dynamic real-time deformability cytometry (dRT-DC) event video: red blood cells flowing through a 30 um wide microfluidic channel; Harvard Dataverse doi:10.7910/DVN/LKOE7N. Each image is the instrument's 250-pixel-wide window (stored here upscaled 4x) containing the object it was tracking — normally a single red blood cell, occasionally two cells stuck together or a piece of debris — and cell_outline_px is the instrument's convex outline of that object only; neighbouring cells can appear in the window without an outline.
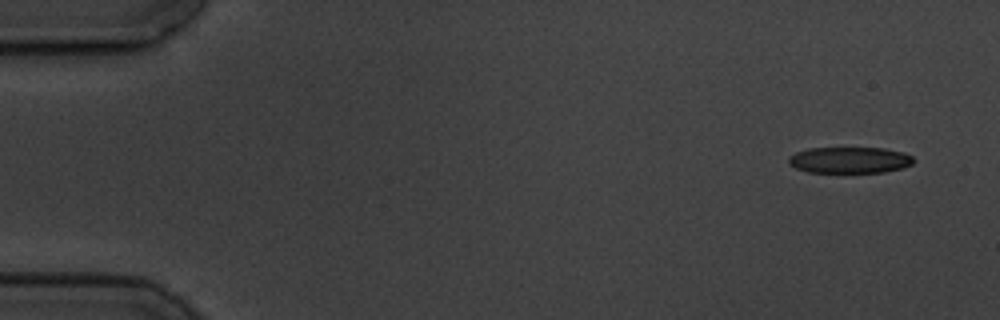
{"species": "common noctule bat (a hibernating species)", "species_latin": "Nyctalus noctula", "temperature_condition": "cold", "stored_images_in_passage": 4, "camera_frame_rate_fps": 3000, "um_per_image_px": 0.085, "animal": {"sex": "male", "body_mass_g": 19.5, "forearm_length_mm": 54.6}, "frame": {"image": 1, "passage_image": 1, "time_ms": 0.0, "image_size_px": [1000, 320], "cell_outline_px": [[912, 164], [904, 168], [884, 172], [808, 172], [796, 168], [788, 164], [788, 156], [796, 152], [808, 148], [884, 148], [904, 152], [912, 156]], "centroid_in_image_um": [72.21, 13.6], "position_along_channel_um": 12.8, "area_um2": 19.19}}
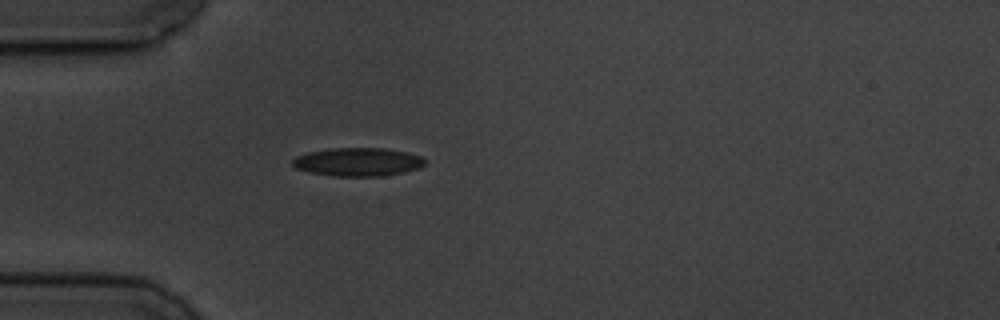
{"frame": {"image": 2, "passage_image": 4, "time_ms": 4.333, "image_size_px": [1000, 320], "cell_outline_px": [[424, 164], [420, 168], [404, 172], [380, 176], [336, 176], [308, 172], [296, 168], [292, 164], [292, 160], [296, 156], [308, 152], [332, 148], [384, 148], [404, 152], [420, 156], [424, 160]], "centroid_in_image_um": [30.39, 13.76], "position_along_channel_um": 54.6, "area_um2": 21.73}}